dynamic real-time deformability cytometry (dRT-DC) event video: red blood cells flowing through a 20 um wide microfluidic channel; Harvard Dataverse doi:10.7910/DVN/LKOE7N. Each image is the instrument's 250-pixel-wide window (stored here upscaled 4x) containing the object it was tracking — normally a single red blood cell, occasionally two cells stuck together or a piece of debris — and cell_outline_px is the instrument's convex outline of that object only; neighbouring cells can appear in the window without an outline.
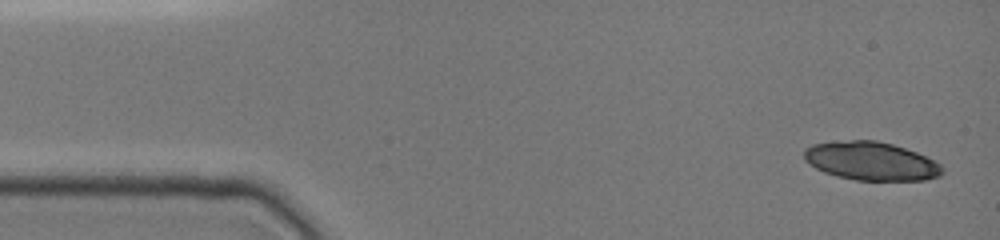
{"species": "common noctule bat (a hibernating species)", "species_latin": "Nyctalus noctula", "temperature_condition": "cold", "stored_images_in_passage": 28, "camera_frame_rate_fps": 3000, "um_per_image_px": 0.085, "animal": {"sex": "female", "body_mass_g": 19.0, "forearm_length_mm": 51.5}, "frame": {"image": 1, "passage_image": 1, "time_ms": 0.0, "image_size_px": [1000, 240], "cell_outline_px": [[944, 172], [940, 176], [924, 180], [856, 180], [836, 176], [824, 172], [808, 164], [804, 160], [804, 148], [812, 144], [852, 140], [876, 140], [892, 144], [916, 152], [940, 164], [944, 168]], "centroid_in_image_um": [74.02, 13.7], "position_along_channel_um": 11.0, "area_um2": 30.92}}